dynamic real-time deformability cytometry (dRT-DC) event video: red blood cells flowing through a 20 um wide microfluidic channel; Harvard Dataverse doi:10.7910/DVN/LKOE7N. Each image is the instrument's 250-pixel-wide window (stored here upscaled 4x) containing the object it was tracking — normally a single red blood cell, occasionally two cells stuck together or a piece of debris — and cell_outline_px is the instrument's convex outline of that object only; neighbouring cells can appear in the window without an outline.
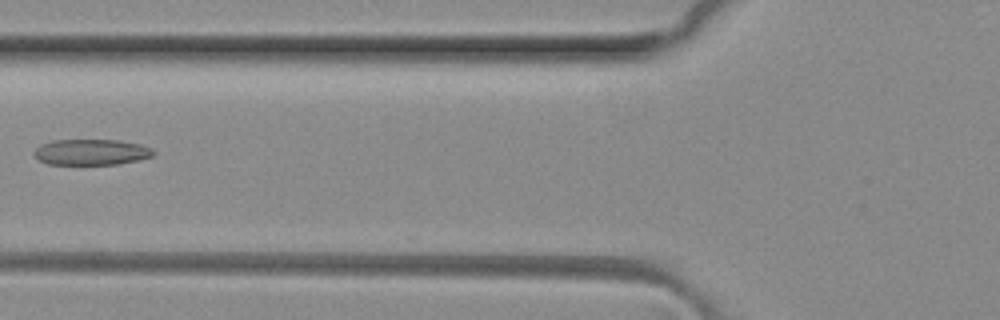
{"species": "common noctule bat (a hibernating species)", "species_latin": "Nyctalus noctula", "temperature_condition": "room temperature", "stored_images_in_passage": 7, "camera_frame_rate_fps": 3000, "um_per_image_px": 0.085, "animal": {"sex": "female", "body_mass_g": 29.2, "forearm_length_mm": 56.3}, "frame": {"image": 1, "passage_image": 5, "time_ms": 1.333, "image_size_px": [1000, 320], "cell_outline_px": [[156, 152], [152, 156], [140, 160], [116, 164], [48, 164], [40, 160], [32, 152], [40, 144], [52, 140], [116, 140], [140, 144], [152, 148]], "centroid_in_image_um": [7.77, 12.92], "position_along_channel_um": 118.0, "area_um2": 17.98}}
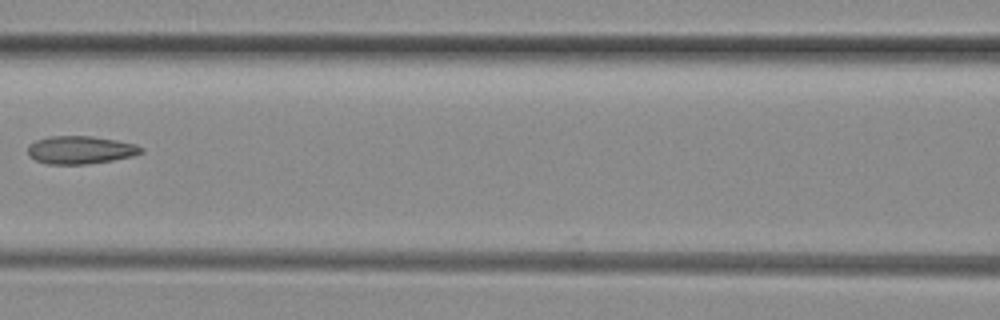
{"frame": {"image": 2, "passage_image": 6, "time_ms": 1.667, "image_size_px": [1000, 320], "cell_outline_px": [[144, 152], [132, 156], [112, 160], [88, 164], [48, 164], [36, 160], [28, 156], [28, 144], [36, 140], [48, 136], [92, 136], [116, 140], [136, 144], [144, 148]], "centroid_in_image_um": [6.83, 12.74], "position_along_channel_um": 159.8, "area_um2": 18.55}}
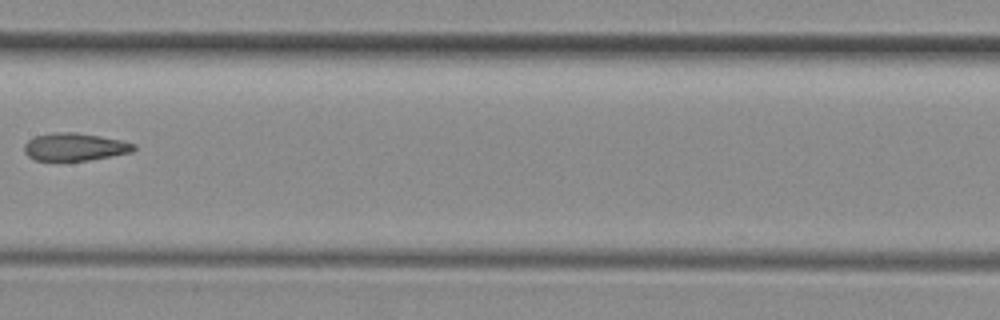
{"frame": {"image": 3, "passage_image": 7, "time_ms": 2.0, "image_size_px": [1000, 320], "cell_outline_px": [[136, 148], [132, 152], [88, 160], [36, 160], [28, 156], [24, 152], [24, 144], [28, 140], [36, 136], [52, 132], [76, 132], [100, 136], [120, 140], [136, 144]], "centroid_in_image_um": [6.35, 12.47], "position_along_channel_um": 201.1, "area_um2": 17.57}}